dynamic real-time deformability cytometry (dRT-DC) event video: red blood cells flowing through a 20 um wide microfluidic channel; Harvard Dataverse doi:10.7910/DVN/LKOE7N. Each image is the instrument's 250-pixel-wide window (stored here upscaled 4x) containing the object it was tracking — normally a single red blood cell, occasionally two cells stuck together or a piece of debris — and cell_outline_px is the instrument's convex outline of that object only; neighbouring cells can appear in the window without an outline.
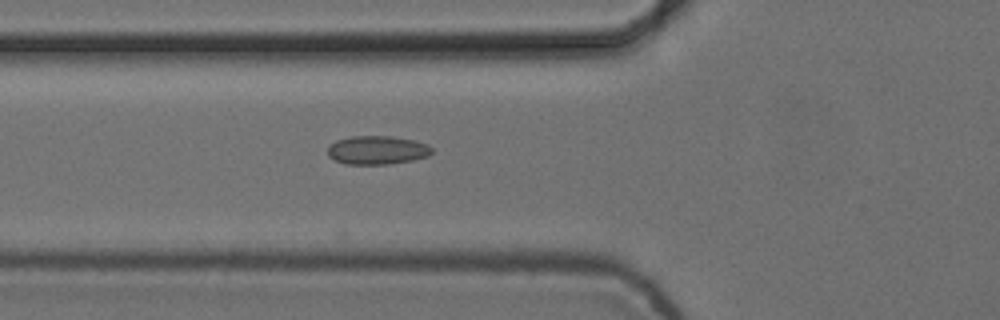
{"species": "common noctule bat (a hibernating species)", "species_latin": "Nyctalus noctula", "temperature_condition": "cold", "stored_images_in_passage": 5, "camera_frame_rate_fps": 3000, "um_per_image_px": 0.085, "animal": {"sex": "female", "body_mass_g": 24.6, "forearm_length_mm": 56.2}, "frame": {"image": 1, "passage_image": 5, "time_ms": 1.333, "image_size_px": [1000, 320], "cell_outline_px": [[432, 152], [428, 156], [412, 160], [388, 164], [344, 164], [328, 156], [328, 148], [336, 140], [352, 136], [392, 136], [416, 140], [428, 144], [432, 148]], "centroid_in_image_um": [32.08, 12.75], "position_along_channel_um": 93.7, "area_um2": 17.4}}